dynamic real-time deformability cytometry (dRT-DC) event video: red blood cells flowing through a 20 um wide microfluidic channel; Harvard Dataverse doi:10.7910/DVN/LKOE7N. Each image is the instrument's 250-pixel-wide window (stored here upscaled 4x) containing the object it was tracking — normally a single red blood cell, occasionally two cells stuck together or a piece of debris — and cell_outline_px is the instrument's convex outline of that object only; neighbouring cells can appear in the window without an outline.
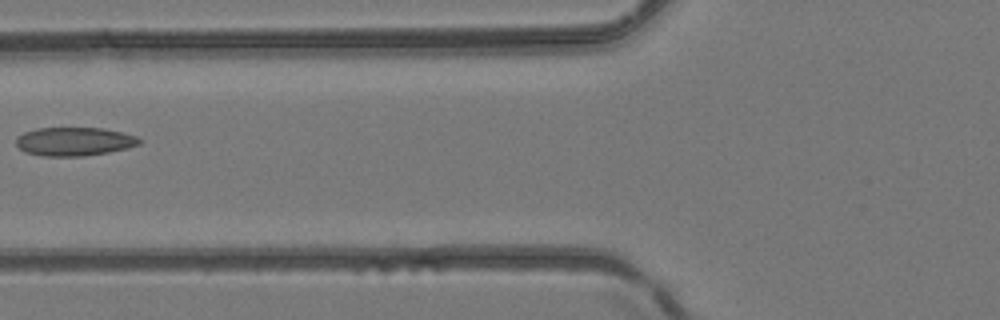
{"species": "common noctule bat (a hibernating species)", "species_latin": "Nyctalus noctula", "temperature_condition": "room temperature", "stored_images_in_passage": 3, "camera_frame_rate_fps": 3000, "um_per_image_px": 0.085, "animal": {"sex": "female", "body_mass_g": 24.6, "forearm_length_mm": 56.2}, "frame": {"image": 1, "passage_image": 3, "time_ms": 0.667, "image_size_px": [1000, 320], "cell_outline_px": [[144, 140], [140, 144], [128, 148], [108, 152], [84, 156], [44, 156], [24, 152], [16, 144], [16, 136], [24, 132], [36, 128], [104, 128], [136, 136]], "centroid_in_image_um": [6.32, 12.03], "position_along_channel_um": 119.5, "area_um2": 20.63}}